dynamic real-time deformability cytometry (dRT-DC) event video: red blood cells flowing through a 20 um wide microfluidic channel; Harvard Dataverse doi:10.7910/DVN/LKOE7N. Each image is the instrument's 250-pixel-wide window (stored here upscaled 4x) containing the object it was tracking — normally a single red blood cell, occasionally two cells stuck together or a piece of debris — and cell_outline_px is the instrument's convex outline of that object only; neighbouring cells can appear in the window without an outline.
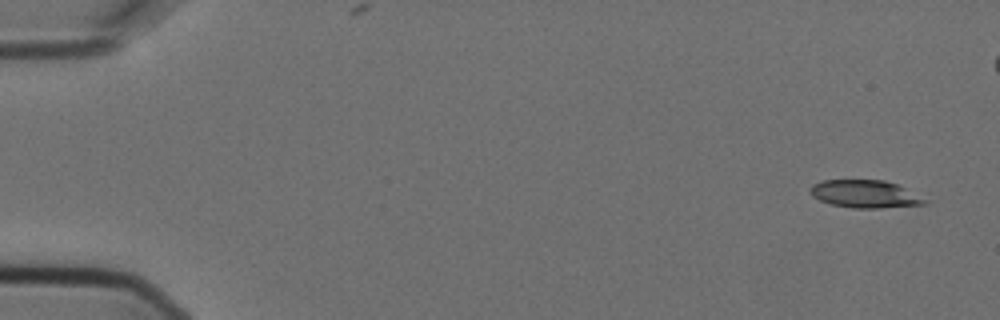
{"species": "Egyptian fruit bat (a non-hibernating species)", "species_latin": "Rousettus aegyptiacus", "temperature_condition": "cold", "stored_images_in_passage": 6, "camera_frame_rate_fps": 3000, "um_per_image_px": 0.085, "animal": {"sex": "female"}, "frame": {"image": 1, "passage_image": 1, "time_ms": 0.0, "image_size_px": [1000, 320], "cell_outline_px": [[928, 204], [880, 208], [852, 208], [832, 204], [820, 200], [812, 196], [812, 184], [824, 180], [884, 180], [896, 184], [928, 200]], "centroid_in_image_um": [73.55, 16.49], "position_along_channel_um": 11.5, "area_um2": 18.26}}